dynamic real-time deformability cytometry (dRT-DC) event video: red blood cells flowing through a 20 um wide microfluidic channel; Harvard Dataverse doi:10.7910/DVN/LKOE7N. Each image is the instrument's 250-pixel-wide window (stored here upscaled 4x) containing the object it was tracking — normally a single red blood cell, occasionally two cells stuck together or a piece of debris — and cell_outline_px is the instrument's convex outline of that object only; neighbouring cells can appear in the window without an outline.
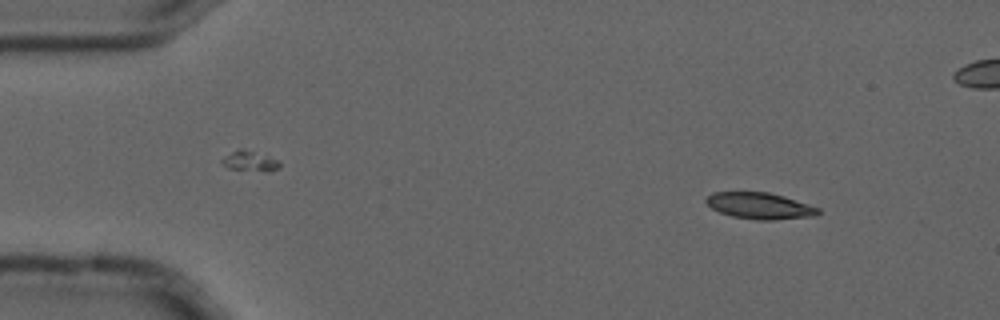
{"species": "common noctule bat (a hibernating species)", "species_latin": "Nyctalus noctula", "temperature_condition": "cold", "stored_images_in_passage": 8, "camera_frame_rate_fps": 3000, "um_per_image_px": 0.085, "animal": {"sex": "male", "forearm_length_mm": 52.5}, "frame": {"image": 1, "passage_image": 1, "time_ms": 0.0, "image_size_px": [1000, 320], "cell_outline_px": [[820, 212], [816, 216], [772, 220], [756, 220], [732, 216], [720, 212], [712, 208], [704, 200], [712, 192], [768, 192], [784, 196], [820, 208]], "centroid_in_image_um": [64.59, 17.49], "position_along_channel_um": 20.4, "area_um2": 17.22}}
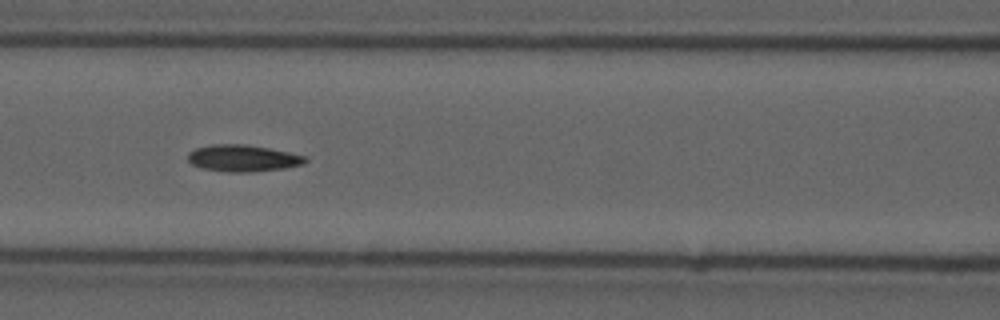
{"frame": {"image": 2, "passage_image": 6, "time_ms": 1.667, "image_size_px": [1000, 320], "cell_outline_px": [[308, 160], [304, 164], [284, 168], [252, 172], [228, 172], [204, 168], [192, 164], [188, 160], [188, 152], [196, 148], [212, 144], [244, 144], [268, 148], [308, 156]], "centroid_in_image_um": [20.67, 13.44], "position_along_channel_um": 145.9, "area_um2": 18.26}}
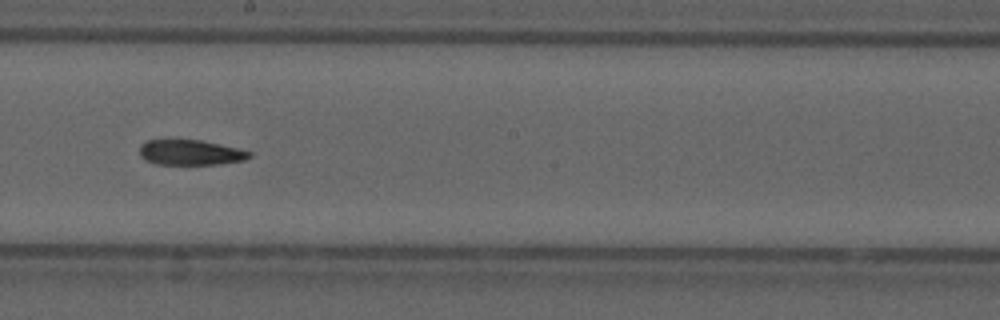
{"frame": {"image": 3, "passage_image": 8, "time_ms": 2.333, "image_size_px": [1000, 320], "cell_outline_px": [[252, 156], [244, 160], [216, 164], [156, 164], [144, 160], [140, 156], [140, 144], [148, 140], [200, 140], [236, 148], [252, 152]], "centroid_in_image_um": [16.15, 12.96], "position_along_channel_um": 232.0, "area_um2": 16.01}}